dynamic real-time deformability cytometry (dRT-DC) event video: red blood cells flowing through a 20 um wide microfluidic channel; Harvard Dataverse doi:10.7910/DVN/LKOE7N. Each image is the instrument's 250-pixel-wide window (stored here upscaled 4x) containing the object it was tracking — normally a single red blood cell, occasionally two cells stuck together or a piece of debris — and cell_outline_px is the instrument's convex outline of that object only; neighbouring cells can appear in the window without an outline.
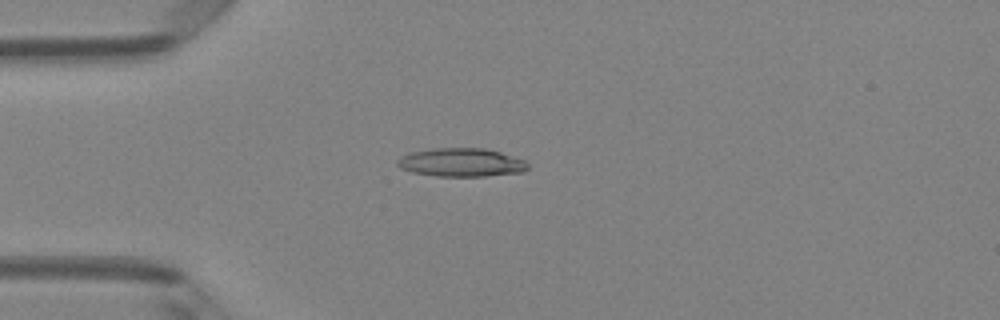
{"species": "Egyptian fruit bat (a non-hibernating species)", "species_latin": "Rousettus aegyptiacus", "temperature_condition": "room temperature", "stored_images_in_passage": 4, "camera_frame_rate_fps": 3000, "um_per_image_px": 0.085, "animal": {"sex": "female"}, "frame": {"image": 1, "passage_image": 2, "time_ms": 0.333, "image_size_px": [1000, 320], "cell_outline_px": [[528, 168], [524, 172], [484, 176], [436, 176], [412, 172], [400, 168], [396, 164], [396, 160], [400, 156], [408, 152], [432, 148], [484, 148], [500, 152], [524, 160], [528, 164]], "centroid_in_image_um": [39.16, 13.8], "position_along_channel_um": 45.8, "area_um2": 21.79}}
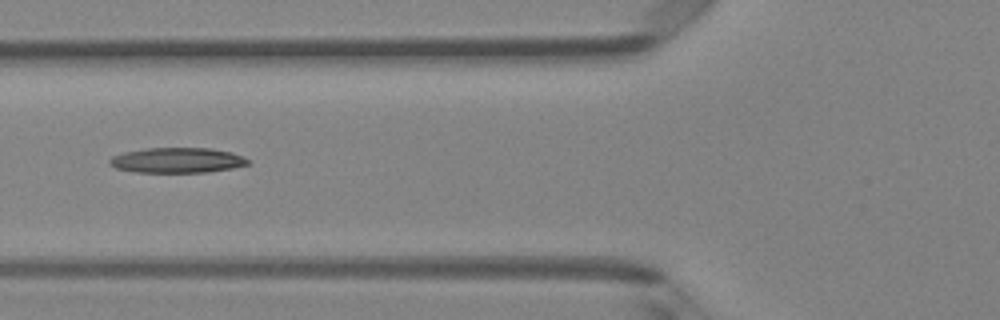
{"frame": {"image": 2, "passage_image": 4, "time_ms": 1.0, "image_size_px": [1000, 320], "cell_outline_px": [[248, 164], [232, 168], [208, 172], [136, 172], [116, 168], [108, 164], [108, 160], [112, 156], [124, 152], [148, 148], [212, 148], [232, 152], [244, 156], [248, 160]], "centroid_in_image_um": [15.05, 13.62], "position_along_channel_um": 110.7, "area_um2": 20.35}}